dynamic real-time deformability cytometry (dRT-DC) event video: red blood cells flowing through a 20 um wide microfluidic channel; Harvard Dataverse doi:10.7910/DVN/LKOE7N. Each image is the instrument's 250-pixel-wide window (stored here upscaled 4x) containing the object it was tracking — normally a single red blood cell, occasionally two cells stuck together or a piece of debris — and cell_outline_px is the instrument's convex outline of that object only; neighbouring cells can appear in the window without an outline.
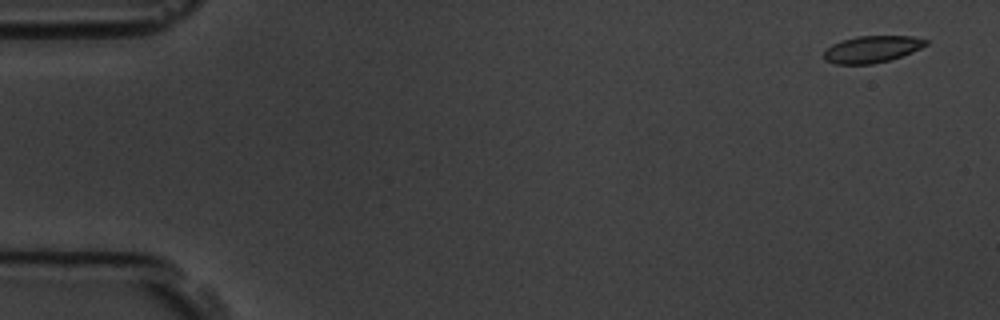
{"species": "common noctule bat (a hibernating species)", "species_latin": "Nyctalus noctula", "temperature_condition": "room temperature", "stored_images_in_passage": 5, "camera_frame_rate_fps": 3000, "um_per_image_px": 0.085, "animal": {"sex": "male", "body_mass_g": 19.5, "forearm_length_mm": 54.6}, "frame": {"image": 1, "passage_image": 1, "time_ms": 0.0, "image_size_px": [1000, 320], "cell_outline_px": [[928, 44], [912, 52], [888, 60], [872, 64], [836, 64], [824, 60], [824, 52], [832, 44], [856, 36], [912, 36], [928, 40]], "centroid_in_image_um": [74.11, 4.18], "position_along_channel_um": 10.9, "area_um2": 15.78}}
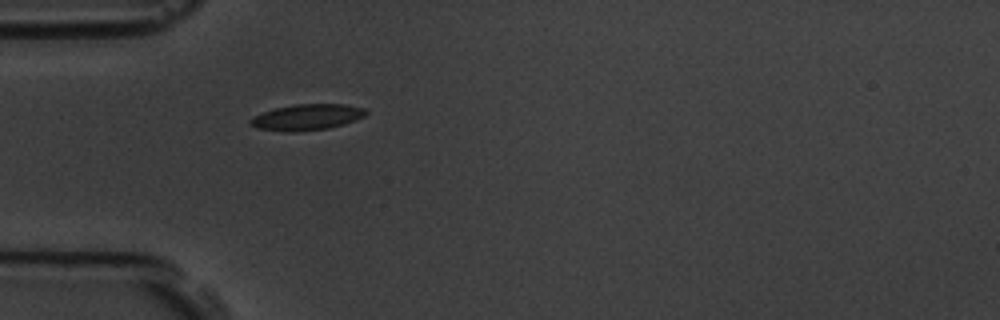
{"frame": {"image": 2, "passage_image": 5, "time_ms": 4.667, "image_size_px": [1000, 320], "cell_outline_px": [[368, 112], [364, 116], [356, 120], [344, 124], [328, 128], [296, 132], [284, 132], [256, 128], [248, 124], [248, 120], [264, 112], [276, 108], [296, 104], [344, 104], [364, 108]], "centroid_in_image_um": [26.08, 9.97], "position_along_channel_um": 58.9, "area_um2": 17.51}}